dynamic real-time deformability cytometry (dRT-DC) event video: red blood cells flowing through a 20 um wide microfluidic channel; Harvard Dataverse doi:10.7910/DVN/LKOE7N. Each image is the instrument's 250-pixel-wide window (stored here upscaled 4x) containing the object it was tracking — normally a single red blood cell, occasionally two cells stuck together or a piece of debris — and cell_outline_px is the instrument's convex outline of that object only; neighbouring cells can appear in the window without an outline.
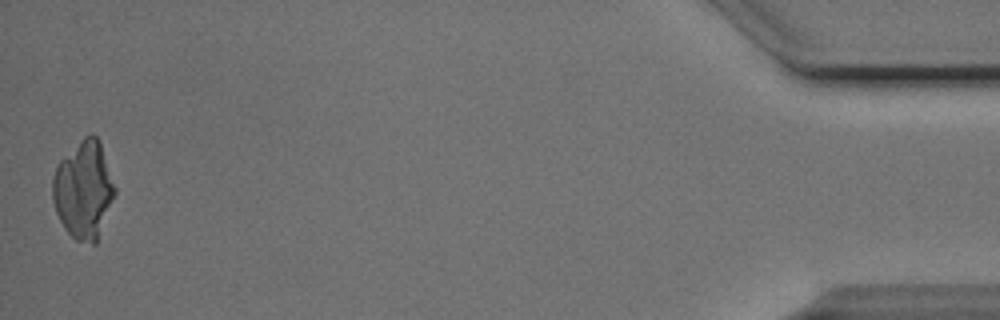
{"species": "Egyptian fruit bat (a non-hibernating species)", "species_latin": "Rousettus aegyptiacus", "temperature_condition": "cold", "stored_images_in_passage": 42, "segment_of_instrument_passage": [2, 2], "camera_frame_rate_fps": 3000, "um_per_image_px": 0.085, "animal": {"sex": "male"}, "frame": {"image": 1, "passage_image": 42, "time_ms": 13.667, "image_size_px": [1000, 320], "cell_outline_px": [[116, 192], [96, 244], [92, 244], [76, 240], [64, 228], [56, 212], [52, 200], [52, 180], [56, 168], [60, 160], [84, 136], [92, 132], [96, 136], [100, 144], [116, 188]], "centroid_in_image_um": [7.1, 16.15], "position_along_channel_um": 428.1, "area_um2": 35.2}}